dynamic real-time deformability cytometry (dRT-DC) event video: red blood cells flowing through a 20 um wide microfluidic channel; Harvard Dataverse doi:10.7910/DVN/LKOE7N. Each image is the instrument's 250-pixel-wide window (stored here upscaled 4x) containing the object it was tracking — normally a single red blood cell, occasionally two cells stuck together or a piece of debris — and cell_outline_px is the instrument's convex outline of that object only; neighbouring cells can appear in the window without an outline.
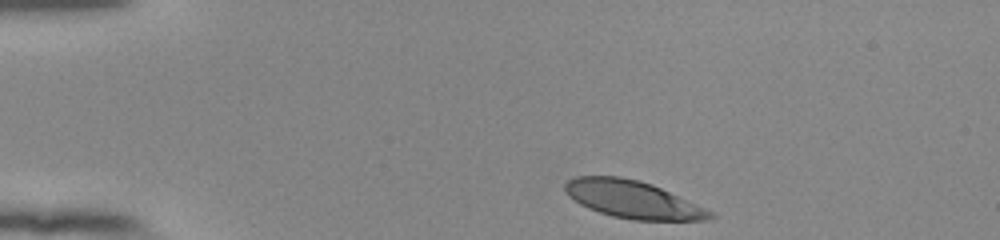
{"species": "human", "species_latin": "Homo sapiens", "temperature_condition": "room temperature", "stored_images_in_passage": 38, "camera_frame_rate_fps": 3000, "um_per_image_px": 0.085, "donor": {"sex": "female"}, "frame": {"image": 1, "passage_image": 1, "time_ms": 0.0, "image_size_px": [1000, 240], "cell_outline_px": [[716, 216], [708, 220], [632, 220], [612, 216], [588, 208], [580, 204], [568, 196], [564, 192], [564, 184], [568, 180], [576, 176], [620, 176], [640, 180], [652, 184], [704, 208], [712, 212]], "centroid_in_image_um": [53.73, 16.95], "position_along_channel_um": 31.3, "area_um2": 31.56}}
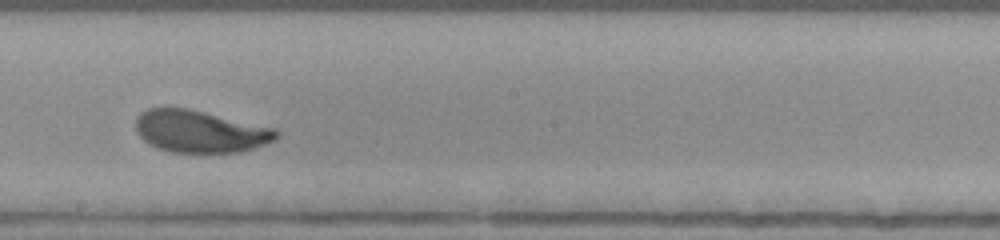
{"frame": {"image": 2, "passage_image": 22, "time_ms": 7.0, "image_size_px": [1000, 240], "cell_outline_px": [[280, 136], [276, 140], [256, 148], [240, 152], [172, 152], [156, 148], [148, 144], [136, 132], [136, 116], [140, 112], [148, 108], [188, 108], [276, 128], [280, 132]], "centroid_in_image_um": [17.03, 11.17], "position_along_channel_um": 231.2, "area_um2": 34.91}}
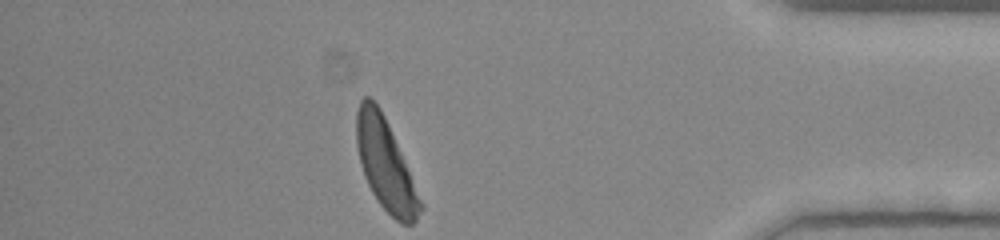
{"frame": {"image": 3, "passage_image": 38, "time_ms": 12.333, "image_size_px": [1000, 240], "cell_outline_px": [[424, 208], [416, 220], [412, 224], [400, 224], [380, 204], [372, 192], [364, 176], [360, 164], [356, 144], [356, 112], [360, 100], [364, 96], [368, 96], [380, 108], [388, 124], [424, 204]], "centroid_in_image_um": [32.76, 14.01], "position_along_channel_um": 402.4, "area_um2": 33.7}, "authors_computed_cell_mechanics": {"area_um2": 34.6511, "velocity_mm_per_s": 3.8506, "shape_relaxation_time_tau1_ms": 2.7473, "shape_relaxation_time_tau2_ms": 0.9526, "deformation_change_tau1": 0.1718, "deformation_change_tau2": 0.0815}}